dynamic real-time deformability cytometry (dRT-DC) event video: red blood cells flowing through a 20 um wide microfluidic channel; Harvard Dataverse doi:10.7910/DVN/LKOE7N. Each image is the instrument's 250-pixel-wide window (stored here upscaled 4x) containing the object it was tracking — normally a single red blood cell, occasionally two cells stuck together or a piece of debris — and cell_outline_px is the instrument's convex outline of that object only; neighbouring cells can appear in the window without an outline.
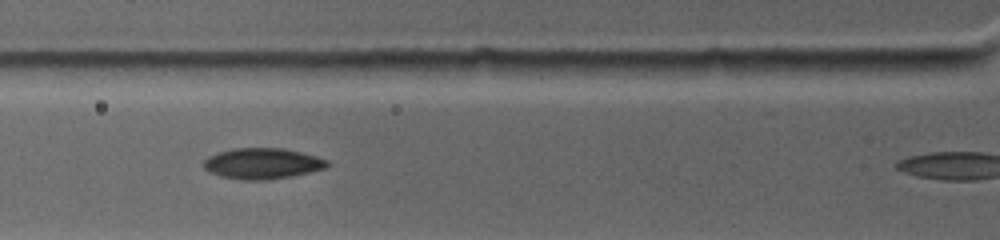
{"species": "common noctule bat (a hibernating species)", "species_latin": "Nyctalus noctula", "temperature_condition": "warm", "stored_images_in_passage": 23, "camera_frame_rate_fps": 4500, "um_per_image_px": 0.085, "animal": {"sex": "female", "body_mass_g": 19.0, "forearm_length_mm": 53.3}, "frame": {"image": 1, "passage_image": 13, "time_ms": 2.889, "image_size_px": [1000, 240], "cell_outline_px": [[328, 164], [324, 168], [292, 176], [272, 180], [240, 180], [220, 176], [204, 168], [204, 160], [220, 152], [240, 148], [276, 148], [296, 152], [312, 156], [324, 160]], "centroid_in_image_um": [22.25, 13.93], "position_along_channel_um": 103.6, "area_um2": 21.44}}